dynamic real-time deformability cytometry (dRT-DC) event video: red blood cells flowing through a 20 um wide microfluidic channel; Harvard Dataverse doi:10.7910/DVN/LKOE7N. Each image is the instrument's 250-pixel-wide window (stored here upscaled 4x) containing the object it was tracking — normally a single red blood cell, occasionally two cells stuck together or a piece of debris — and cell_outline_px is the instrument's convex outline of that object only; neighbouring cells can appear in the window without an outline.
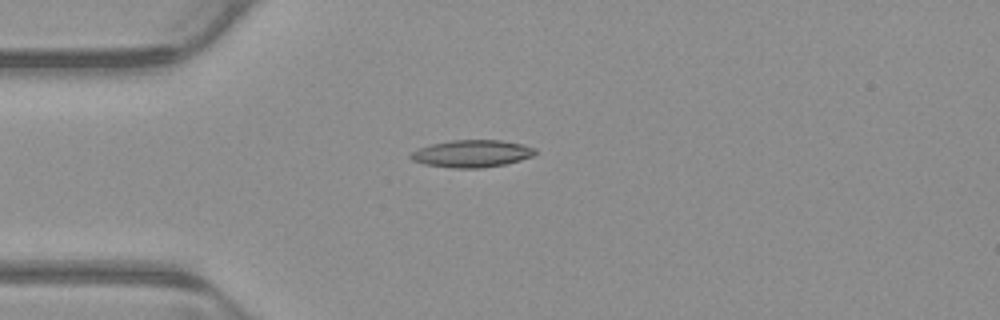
{"species": "common noctule bat (a hibernating species)", "species_latin": "Nyctalus noctula", "temperature_condition": "warm", "stored_images_in_passage": 3, "camera_frame_rate_fps": 3000, "um_per_image_px": 0.085, "animal": {"sex": "male", "body_mass_g": 23.1, "forearm_length_mm": 52.7}, "frame": {"image": 1, "passage_image": 3, "time_ms": 0.667, "image_size_px": [1000, 320], "cell_outline_px": [[536, 152], [532, 156], [520, 160], [504, 164], [480, 168], [452, 168], [424, 164], [412, 160], [408, 156], [416, 148], [432, 144], [452, 140], [500, 140], [520, 144], [536, 148]], "centroid_in_image_um": [40.06, 13.06], "position_along_channel_um": 44.9, "area_um2": 19.71}}